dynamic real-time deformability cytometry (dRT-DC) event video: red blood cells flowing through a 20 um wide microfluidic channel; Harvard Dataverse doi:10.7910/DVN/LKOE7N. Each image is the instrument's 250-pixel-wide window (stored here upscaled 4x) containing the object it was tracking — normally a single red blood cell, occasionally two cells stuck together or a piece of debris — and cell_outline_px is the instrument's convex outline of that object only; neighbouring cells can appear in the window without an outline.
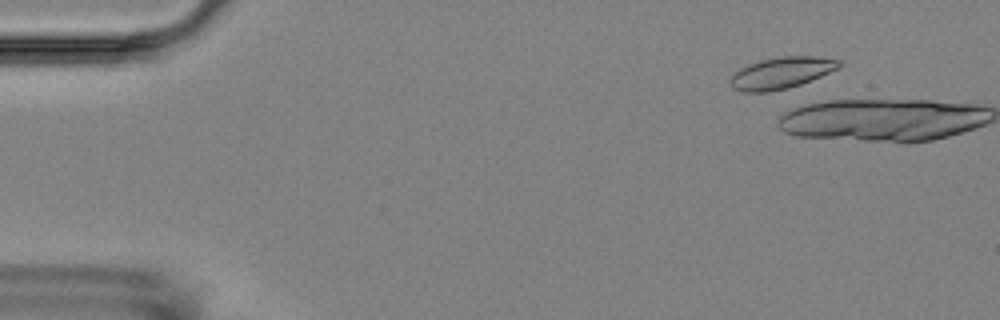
{"species": "Egyptian fruit bat (a non-hibernating species)", "species_latin": "Rousettus aegyptiacus", "temperature_condition": "room temperature", "stored_images_in_passage": 3, "camera_frame_rate_fps": 3000, "um_per_image_px": 0.085, "animal": {"sex": "female"}, "frame": {"image": 1, "passage_image": 2, "time_ms": 1.333, "image_size_px": [1000, 320], "cell_outline_px": [[840, 68], [800, 84], [788, 88], [768, 92], [744, 92], [732, 88], [728, 84], [728, 80], [740, 68], [748, 64], [760, 60], [780, 56], [816, 56], [840, 60]], "centroid_in_image_um": [66.38, 6.2], "position_along_channel_um": 18.6, "area_um2": 20.06}}